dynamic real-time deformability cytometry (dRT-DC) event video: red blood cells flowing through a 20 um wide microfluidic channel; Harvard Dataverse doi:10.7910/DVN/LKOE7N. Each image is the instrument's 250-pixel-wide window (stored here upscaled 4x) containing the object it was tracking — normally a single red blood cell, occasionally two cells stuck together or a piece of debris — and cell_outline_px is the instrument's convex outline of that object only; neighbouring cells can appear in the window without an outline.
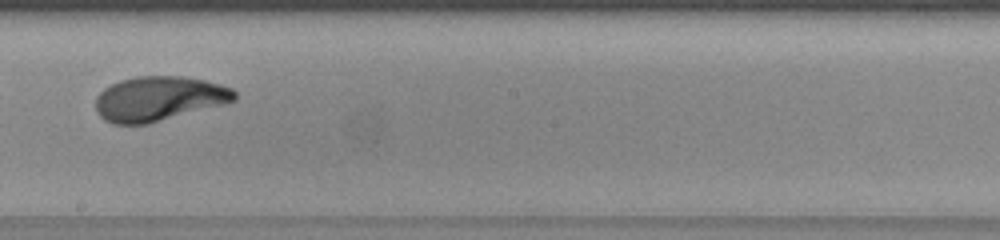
{"species": "human", "species_latin": "Homo sapiens", "temperature_condition": "warm", "stored_images_in_passage": 33, "camera_frame_rate_fps": 3000, "um_per_image_px": 0.085, "donor": {"sex": "female"}, "frame": {"image": 1, "passage_image": 20, "time_ms": 6.333, "image_size_px": [1000, 240], "cell_outline_px": [[236, 100], [224, 104], [148, 124], [112, 124], [104, 120], [96, 112], [96, 96], [104, 88], [120, 80], [136, 76], [184, 76], [204, 80], [220, 84], [232, 88], [236, 92]], "centroid_in_image_um": [13.49, 8.38], "position_along_channel_um": 234.7, "area_um2": 36.24}}